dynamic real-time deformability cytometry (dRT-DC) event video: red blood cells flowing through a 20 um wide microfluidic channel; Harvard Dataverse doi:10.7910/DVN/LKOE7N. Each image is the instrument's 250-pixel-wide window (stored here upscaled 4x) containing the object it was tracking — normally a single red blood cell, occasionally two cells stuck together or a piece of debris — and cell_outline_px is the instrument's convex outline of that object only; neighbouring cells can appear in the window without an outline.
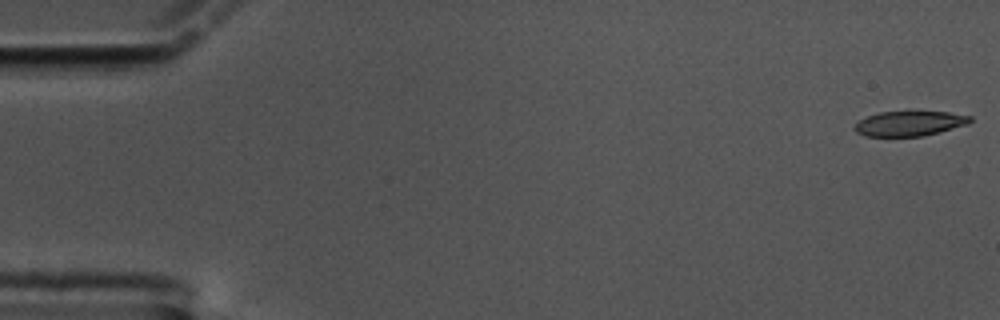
{"species": "common noctule bat (a hibernating species)", "species_latin": "Nyctalus noctula", "temperature_condition": "cold", "stored_images_in_passage": 59, "camera_frame_rate_fps": 3000, "um_per_image_px": 0.085, "animal": {"sex": "male", "body_mass_g": 17.5, "forearm_length_mm": 52.3}, "frame": {"image": 1, "passage_image": 1, "time_ms": 0.0, "image_size_px": [1000, 320], "cell_outline_px": [[972, 120], [968, 124], [940, 132], [924, 136], [864, 136], [856, 132], [852, 128], [860, 120], [868, 116], [880, 112], [948, 112], [972, 116]], "centroid_in_image_um": [77.32, 10.5], "position_along_channel_um": 7.7, "area_um2": 16.7}}
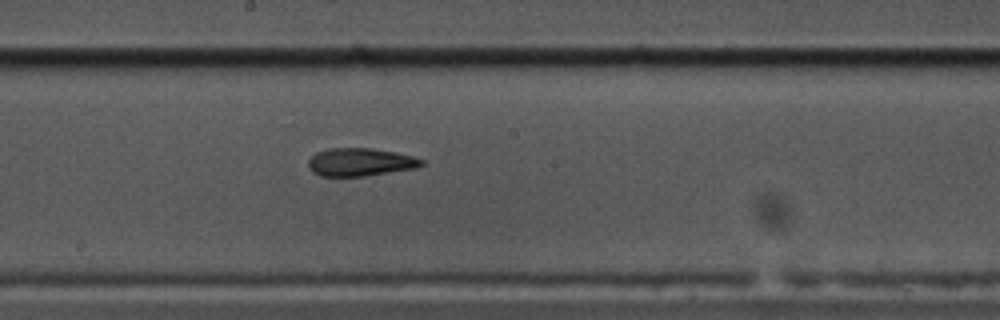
{"frame": {"image": 2, "passage_image": 32, "time_ms": 10.333, "image_size_px": [1000, 320], "cell_outline_px": [[424, 164], [416, 168], [364, 176], [320, 176], [312, 172], [308, 168], [308, 160], [316, 152], [328, 148], [372, 148], [396, 152], [412, 156], [424, 160]], "centroid_in_image_um": [30.6, 13.77], "position_along_channel_um": 217.6, "area_um2": 18.55}}
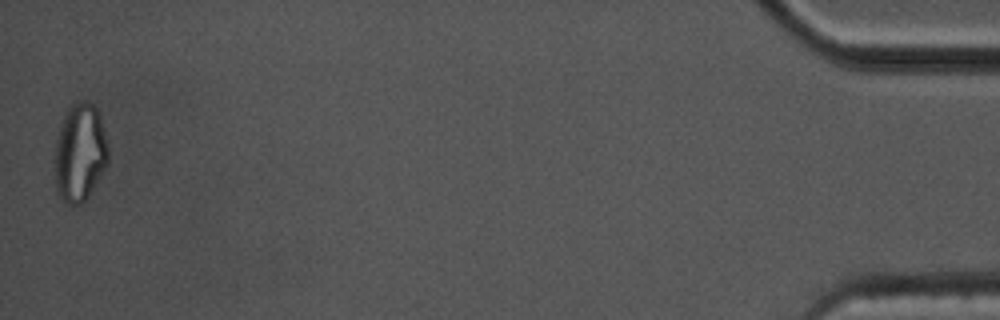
{"frame": {"image": 3, "passage_image": 59, "time_ms": 19.333, "image_size_px": [1000, 320], "cell_outline_px": [[108, 164], [84, 204], [68, 204], [56, 192], [56, 140], [64, 116], [68, 108], [76, 100], [88, 100], [96, 108], [108, 144]], "centroid_in_image_um": [6.81, 12.98], "position_along_channel_um": 428.4, "area_um2": 30.4}, "authors_computed_cell_mechanics": {"area_um2": 18.8428, "velocity_mm_per_s": 3.3711, "shape_relaxation_time_tau1_ms": 8.2616, "shape_relaxation_time_tau2_ms": 6.118, "deformation_change_tau1": 0.2106, "deformation_change_tau2": 0.1525}}